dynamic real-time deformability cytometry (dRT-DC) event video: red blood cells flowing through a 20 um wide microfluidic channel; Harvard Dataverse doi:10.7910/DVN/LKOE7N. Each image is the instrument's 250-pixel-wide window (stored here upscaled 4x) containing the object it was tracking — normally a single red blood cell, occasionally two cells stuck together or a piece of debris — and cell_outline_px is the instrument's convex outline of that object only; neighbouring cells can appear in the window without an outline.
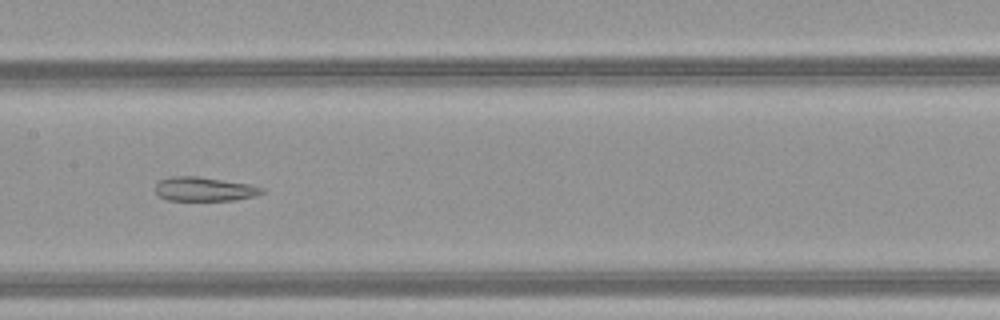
{"species": "common noctule bat (a hibernating species)", "species_latin": "Nyctalus noctula", "temperature_condition": "warm", "stored_images_in_passage": 51, "camera_frame_rate_fps": 3000, "um_per_image_px": 0.085, "animal": {"sex": "female", "body_mass_g": 21.9}, "frame": {"image": 1, "passage_image": 26, "time_ms": 8.333, "image_size_px": [1000, 320], "cell_outline_px": [[264, 192], [256, 196], [232, 200], [168, 200], [160, 196], [156, 192], [156, 184], [160, 180], [172, 176], [196, 176], [252, 184], [264, 188]], "centroid_in_image_um": [17.4, 16.07], "position_along_channel_um": 190.0, "area_um2": 14.91}}
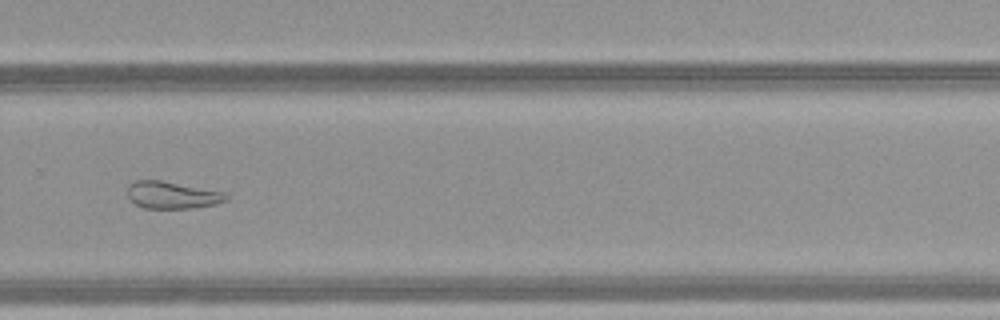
{"frame": {"image": 2, "passage_image": 35, "time_ms": 11.333, "image_size_px": [1000, 320], "cell_outline_px": [[228, 200], [216, 204], [192, 208], [144, 208], [136, 204], [128, 196], [128, 184], [136, 180], [160, 180], [228, 192]], "centroid_in_image_um": [14.68, 16.57], "position_along_channel_um": 315.1, "area_um2": 15.72}}
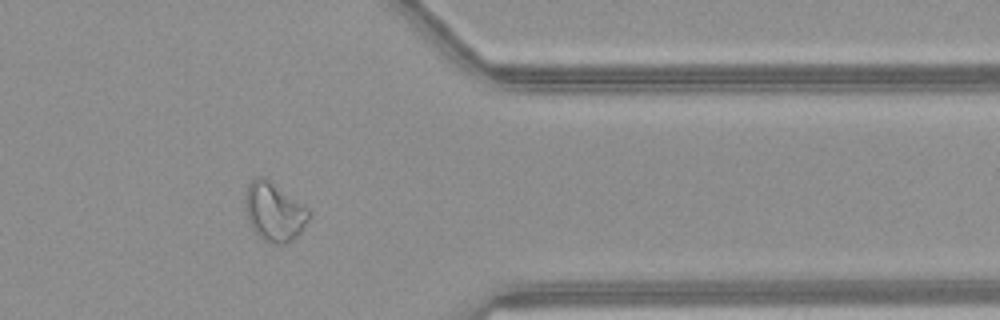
{"frame": {"image": 3, "passage_image": 41, "time_ms": 13.333, "image_size_px": [1000, 320], "cell_outline_px": [[312, 216], [300, 232], [292, 240], [284, 244], [268, 244], [252, 228], [248, 220], [244, 200], [248, 184], [256, 176], [260, 176], [268, 180], [304, 204], [312, 212]], "centroid_in_image_um": [23.33, 18.02], "position_along_channel_um": 388.1, "area_um2": 21.79}, "authors_computed_cell_mechanics": {"area_um2": 22.9466, "velocity_mm_per_s": 4.1978, "shape_relaxation_time_tau1_ms": null, "shape_relaxation_time_tau2_ms": 2.0026, "deformation_change_tau1": null, "deformation_change_tau2": 0.0823}}